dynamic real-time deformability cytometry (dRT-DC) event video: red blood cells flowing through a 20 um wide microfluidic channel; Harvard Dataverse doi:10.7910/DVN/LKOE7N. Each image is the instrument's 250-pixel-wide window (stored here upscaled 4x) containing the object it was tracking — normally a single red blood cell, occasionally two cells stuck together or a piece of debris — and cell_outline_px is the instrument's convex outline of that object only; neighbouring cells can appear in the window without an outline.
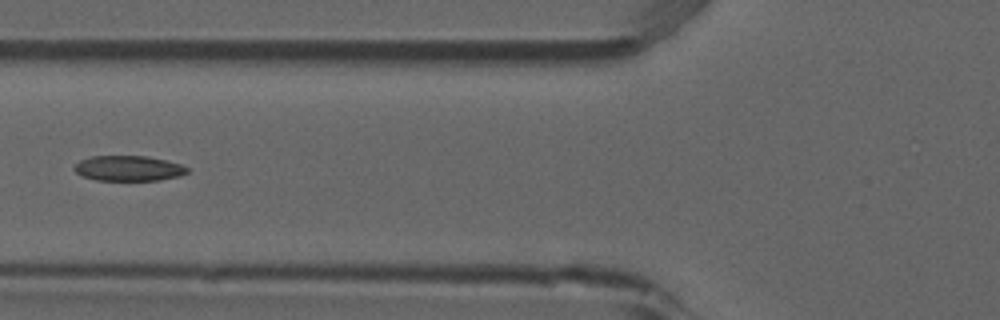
{"species": "common noctule bat (a hibernating species)", "species_latin": "Nyctalus noctula", "temperature_condition": "room temperature", "stored_images_in_passage": 6, "camera_frame_rate_fps": 3000, "um_per_image_px": 0.085, "animal": {"sex": "male", "forearm_length_mm": 52.5}, "frame": {"image": 1, "passage_image": 6, "time_ms": 1.667, "image_size_px": [1000, 320], "cell_outline_px": [[188, 172], [180, 176], [160, 180], [96, 180], [84, 176], [76, 172], [72, 168], [80, 160], [92, 156], [148, 156], [180, 164], [188, 168]], "centroid_in_image_um": [10.92, 14.31], "position_along_channel_um": 114.9, "area_um2": 16.53}}